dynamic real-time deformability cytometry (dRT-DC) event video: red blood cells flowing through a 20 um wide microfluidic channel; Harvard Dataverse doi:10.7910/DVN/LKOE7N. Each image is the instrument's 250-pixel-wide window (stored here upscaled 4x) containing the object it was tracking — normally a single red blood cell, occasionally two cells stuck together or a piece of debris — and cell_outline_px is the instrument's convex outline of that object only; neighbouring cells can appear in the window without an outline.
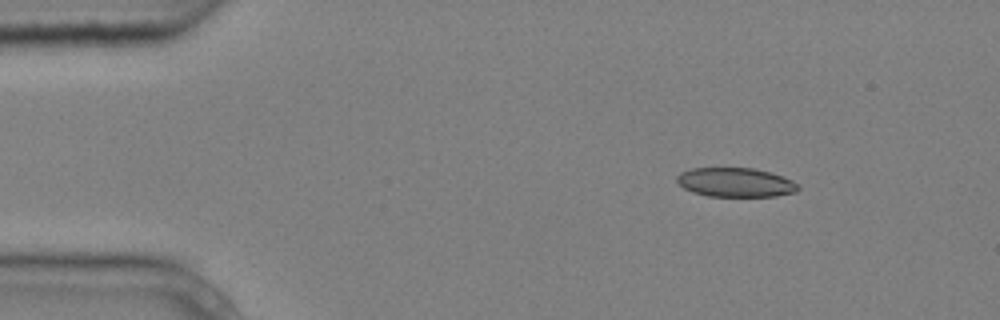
{"species": "common noctule bat (a hibernating species)", "species_latin": "Nyctalus noctula", "temperature_condition": "cold", "stored_images_in_passage": 4, "camera_frame_rate_fps": 3000, "um_per_image_px": 0.085, "animal": {"sex": "male", "body_mass_g": 20.4}, "frame": {"image": 1, "passage_image": 1, "time_ms": 0.0, "image_size_px": [1000, 320], "cell_outline_px": [[800, 188], [796, 192], [776, 196], [708, 196], [692, 192], [684, 188], [676, 180], [676, 176], [680, 172], [692, 168], [752, 168], [768, 172], [792, 180]], "centroid_in_image_um": [62.49, 15.5], "position_along_channel_um": 22.5, "area_um2": 20.46}}
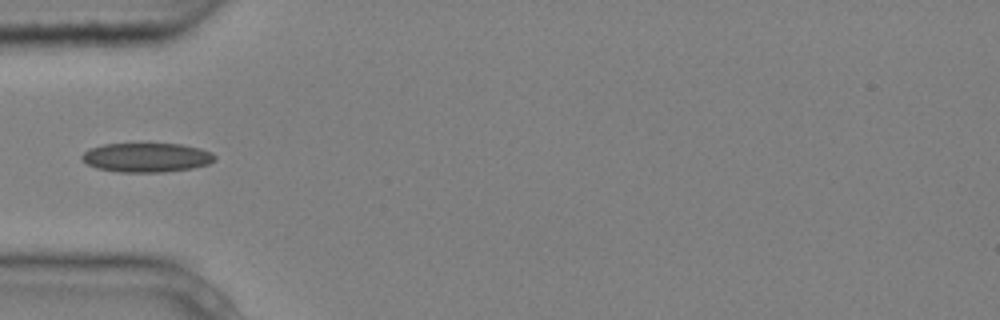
{"frame": {"image": 2, "passage_image": 4, "time_ms": 1.0, "image_size_px": [1000, 320], "cell_outline_px": [[216, 160], [208, 164], [192, 168], [164, 172], [120, 172], [96, 168], [88, 164], [80, 156], [88, 148], [104, 144], [180, 144], [200, 148], [212, 152], [216, 156]], "centroid_in_image_um": [12.47, 13.38], "position_along_channel_um": 72.5, "area_um2": 22.66}}